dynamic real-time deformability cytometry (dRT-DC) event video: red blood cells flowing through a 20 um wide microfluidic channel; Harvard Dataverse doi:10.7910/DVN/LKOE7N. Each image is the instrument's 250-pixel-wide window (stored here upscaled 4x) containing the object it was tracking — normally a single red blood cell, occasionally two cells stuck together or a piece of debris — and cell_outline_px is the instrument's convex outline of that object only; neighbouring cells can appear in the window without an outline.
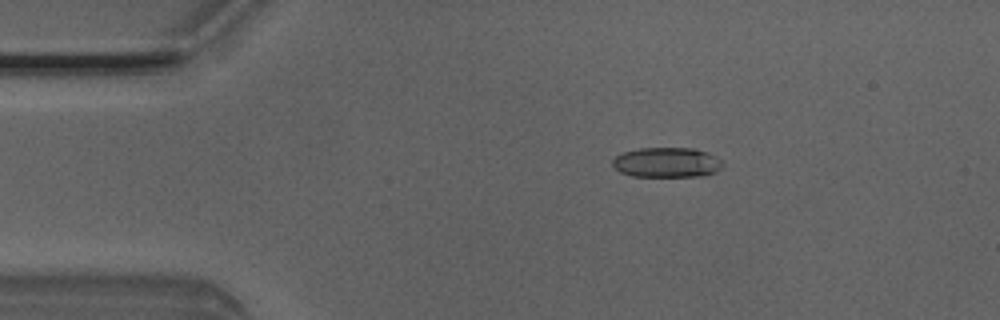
{"species": "Egyptian fruit bat (a non-hibernating species)", "species_latin": "Rousettus aegyptiacus", "temperature_condition": "room temperature", "stored_images_in_passage": 4, "camera_frame_rate_fps": 3000, "um_per_image_px": 0.085, "animal": {"sex": "male"}, "frame": {"image": 1, "passage_image": 3, "time_ms": 0.667, "image_size_px": [1000, 320], "cell_outline_px": [[724, 164], [716, 172], [700, 176], [632, 176], [620, 172], [612, 164], [612, 160], [616, 156], [624, 152], [640, 148], [692, 148], [708, 152], [716, 156]], "centroid_in_image_um": [56.69, 13.8], "position_along_channel_um": 28.3, "area_um2": 19.19}}